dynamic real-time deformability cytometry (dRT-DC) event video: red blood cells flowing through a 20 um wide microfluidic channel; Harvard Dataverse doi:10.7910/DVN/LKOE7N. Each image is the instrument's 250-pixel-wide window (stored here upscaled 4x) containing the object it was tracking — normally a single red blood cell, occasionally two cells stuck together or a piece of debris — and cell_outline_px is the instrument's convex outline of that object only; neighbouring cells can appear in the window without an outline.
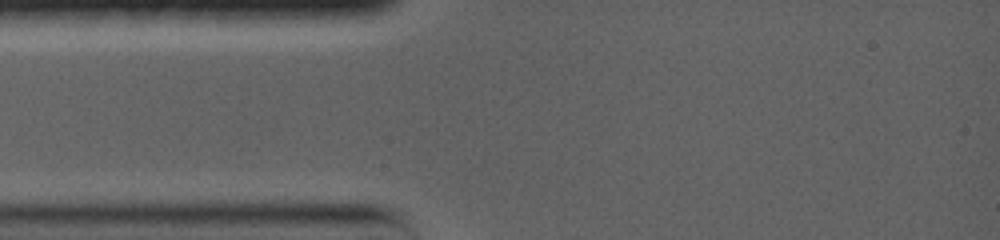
{"species": "common noctule bat (a hibernating species)", "species_latin": "Nyctalus noctula", "temperature_condition": "warm", "stored_images_in_passage": 1, "camera_frame_rate_fps": 5000, "um_per_image_px": 0.085, "animal": {"sex": "female", "body_mass_g": 19.0, "forearm_length_mm": 56.7}, "frame": {"image": 1, "passage_image": 1, "time_ms": 0.0, "image_size_px": [1000, 240], "cell_outline_px": [[608, 172], [600, 200], [540, 184], [540, 176], [560, 152], [580, 148], [596, 148]], "centroid_in_image_um": [49.06, 14.69], "position_along_channel_um": 35.9, "area_um2": 17.63}}